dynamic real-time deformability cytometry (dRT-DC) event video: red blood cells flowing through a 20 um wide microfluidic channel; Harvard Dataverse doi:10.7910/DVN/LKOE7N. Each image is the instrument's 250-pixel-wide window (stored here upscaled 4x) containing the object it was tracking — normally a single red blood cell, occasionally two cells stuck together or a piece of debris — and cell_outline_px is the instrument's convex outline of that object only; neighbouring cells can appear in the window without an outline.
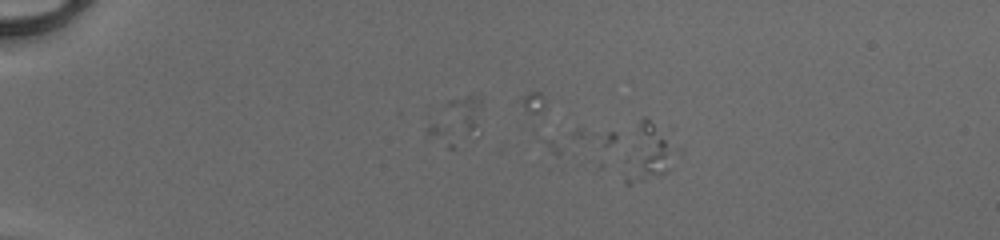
{"species": "human", "species_latin": "Homo sapiens", "temperature_condition": "cold", "stored_images_in_passage": 6, "camera_frame_rate_fps": 3000, "um_per_image_px": 0.085, "donor": {"sex": "male"}, "frame": {"image": 1, "passage_image": 6, "time_ms": 1.667, "image_size_px": [1000, 240], "cell_outline_px": [[684, 152], [664, 172], [644, 180], [628, 184], [624, 184], [624, 160], [640, 120], [644, 116], [684, 148]], "centroid_in_image_um": [55.22, 13.0], "position_along_channel_um": 29.8, "area_um2": 17.46}}